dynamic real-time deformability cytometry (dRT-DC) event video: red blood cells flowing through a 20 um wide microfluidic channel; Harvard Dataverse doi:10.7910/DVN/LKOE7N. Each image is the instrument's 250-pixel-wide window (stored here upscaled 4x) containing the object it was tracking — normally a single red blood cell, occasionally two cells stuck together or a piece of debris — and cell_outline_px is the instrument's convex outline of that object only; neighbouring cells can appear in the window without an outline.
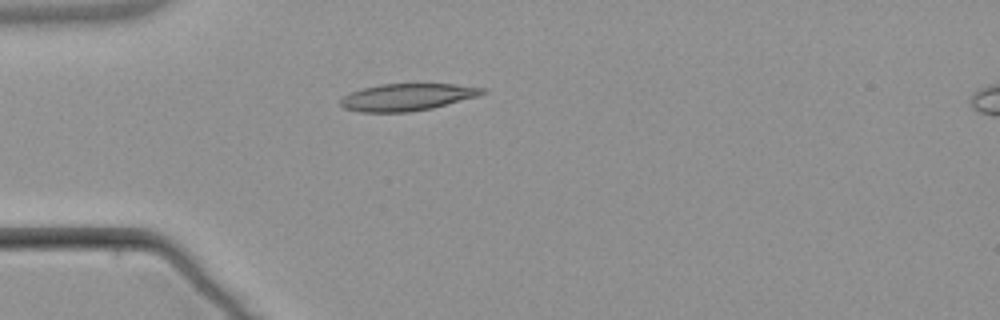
{"species": "common noctule bat (a hibernating species)", "species_latin": "Nyctalus noctula", "temperature_condition": "warm", "stored_images_in_passage": 5, "camera_frame_rate_fps": 3000, "um_per_image_px": 0.085, "animal": {"sex": "male", "body_mass_g": 21.5, "forearm_length_mm": 52.0}, "frame": {"image": 1, "passage_image": 4, "time_ms": 4.667, "image_size_px": [1000, 320], "cell_outline_px": [[488, 92], [476, 96], [432, 108], [408, 112], [360, 112], [344, 108], [340, 104], [340, 100], [344, 96], [360, 88], [380, 84], [456, 84], [484, 88]], "centroid_in_image_um": [34.58, 8.25], "position_along_channel_um": 50.4, "area_um2": 22.25}}